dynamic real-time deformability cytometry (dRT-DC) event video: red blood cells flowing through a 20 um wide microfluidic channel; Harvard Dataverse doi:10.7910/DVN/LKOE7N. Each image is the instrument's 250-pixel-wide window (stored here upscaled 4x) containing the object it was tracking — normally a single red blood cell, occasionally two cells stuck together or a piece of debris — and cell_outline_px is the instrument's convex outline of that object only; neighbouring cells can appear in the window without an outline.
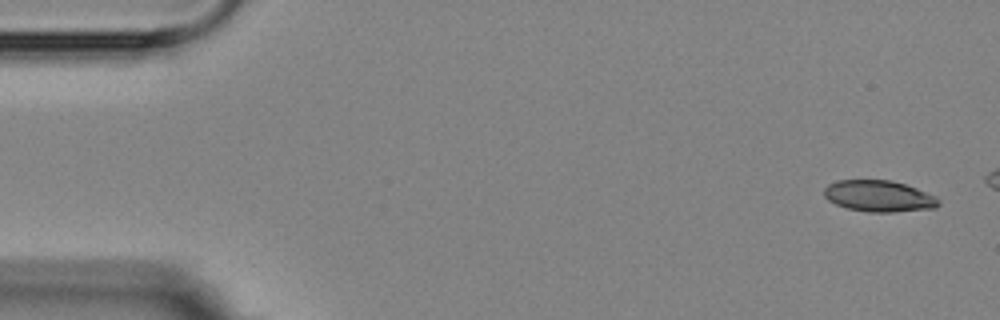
{"species": "Egyptian fruit bat (a non-hibernating species)", "species_latin": "Rousettus aegyptiacus", "temperature_condition": "room temperature", "stored_images_in_passage": 4, "camera_frame_rate_fps": 3000, "um_per_image_px": 0.085, "animal": {"sex": "female"}, "frame": {"image": 1, "passage_image": 1, "time_ms": 0.0, "image_size_px": [1000, 320], "cell_outline_px": [[940, 204], [936, 208], [892, 212], [868, 212], [848, 208], [836, 204], [828, 200], [824, 196], [824, 188], [828, 184], [836, 180], [888, 180], [904, 184], [916, 188], [936, 196], [940, 200]], "centroid_in_image_um": [74.71, 16.67], "position_along_channel_um": 10.3, "area_um2": 20.92}}